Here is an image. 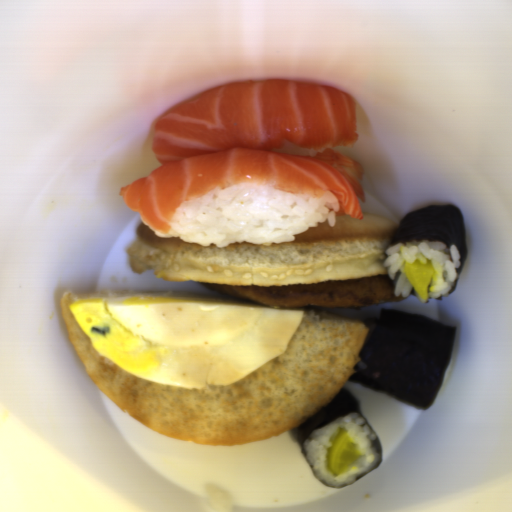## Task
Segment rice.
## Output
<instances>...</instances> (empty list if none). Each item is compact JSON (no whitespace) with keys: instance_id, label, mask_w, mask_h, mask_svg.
<instances>
[{"instance_id":"obj_1","label":"rice","mask_w":512,"mask_h":512,"mask_svg":"<svg viewBox=\"0 0 512 512\" xmlns=\"http://www.w3.org/2000/svg\"><path fill=\"white\" fill-rule=\"evenodd\" d=\"M339 204L329 190L318 198L280 192L257 183H238L177 206L167 234L201 247L232 243H288L298 233L328 221L335 226Z\"/></svg>"},{"instance_id":"obj_2","label":"rice","mask_w":512,"mask_h":512,"mask_svg":"<svg viewBox=\"0 0 512 512\" xmlns=\"http://www.w3.org/2000/svg\"><path fill=\"white\" fill-rule=\"evenodd\" d=\"M347 428L351 437L358 442L363 456L341 475H334L326 465V455L336 433ZM303 455L316 479L325 486L341 488L360 480L383 461L380 440L370 423L358 412L333 420L309 433L302 445Z\"/></svg>"},{"instance_id":"obj_3","label":"rice","mask_w":512,"mask_h":512,"mask_svg":"<svg viewBox=\"0 0 512 512\" xmlns=\"http://www.w3.org/2000/svg\"><path fill=\"white\" fill-rule=\"evenodd\" d=\"M384 254L383 266L387 268L389 278L394 279L397 271L400 272L395 283L394 295L401 296L403 299L413 291L419 302L427 303L429 299L449 295L457 282L461 254L454 244L447 248L444 242L434 240L398 242L388 247ZM418 259L422 263L432 260L435 265V273L429 284V297L426 301L415 293L404 272L407 262L413 263Z\"/></svg>"},{"instance_id":"obj_4","label":"rice","mask_w":512,"mask_h":512,"mask_svg":"<svg viewBox=\"0 0 512 512\" xmlns=\"http://www.w3.org/2000/svg\"><path fill=\"white\" fill-rule=\"evenodd\" d=\"M325 149H330V147L304 148V147H299V146H295V145H291V144H284L281 148H278L273 151H278V152H283V153H288V154H293V155L304 157V156H314L315 154L320 153Z\"/></svg>"}]
</instances>
